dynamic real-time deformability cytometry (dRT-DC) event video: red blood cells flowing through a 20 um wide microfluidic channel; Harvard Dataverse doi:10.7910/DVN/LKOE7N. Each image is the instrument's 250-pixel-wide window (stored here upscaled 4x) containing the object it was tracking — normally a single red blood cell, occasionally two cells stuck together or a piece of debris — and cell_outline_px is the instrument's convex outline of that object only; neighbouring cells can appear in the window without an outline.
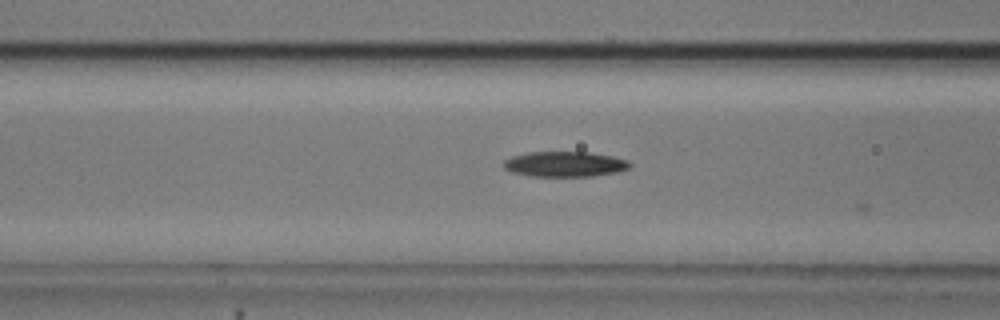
{"species": "common noctule bat (a hibernating species)", "species_latin": "Nyctalus noctula", "temperature_condition": "cold", "stored_images_in_passage": 15, "camera_frame_rate_fps": 3000, "um_per_image_px": 0.085, "animal": {"sex": "male", "body_mass_g": 20.5, "forearm_length_mm": 52.5}, "frame": {"image": 1, "passage_image": 7, "time_ms": 2.0, "image_size_px": [1000, 320], "cell_outline_px": [[632, 164], [628, 168], [616, 172], [592, 176], [528, 176], [512, 172], [504, 168], [504, 160], [512, 156], [528, 152], [588, 152], [612, 156], [628, 160]], "centroid_in_image_um": [48.0, 13.95], "position_along_channel_um": 118.6, "area_um2": 18.55}}
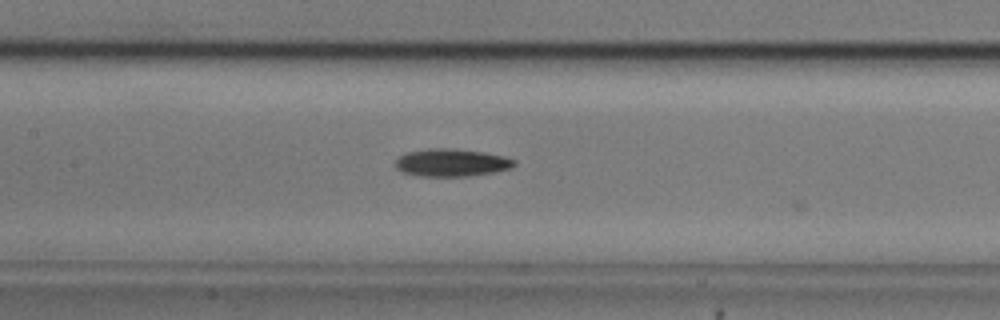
{"frame": {"image": 2, "passage_image": 11, "time_ms": 3.333, "image_size_px": [1000, 320], "cell_outline_px": [[516, 164], [512, 168], [492, 172], [468, 176], [420, 176], [404, 172], [396, 168], [396, 160], [404, 152], [428, 148], [456, 148], [484, 152], [504, 156], [516, 160]], "centroid_in_image_um": [38.39, 13.81], "position_along_channel_um": 169.0, "area_um2": 19.25}}